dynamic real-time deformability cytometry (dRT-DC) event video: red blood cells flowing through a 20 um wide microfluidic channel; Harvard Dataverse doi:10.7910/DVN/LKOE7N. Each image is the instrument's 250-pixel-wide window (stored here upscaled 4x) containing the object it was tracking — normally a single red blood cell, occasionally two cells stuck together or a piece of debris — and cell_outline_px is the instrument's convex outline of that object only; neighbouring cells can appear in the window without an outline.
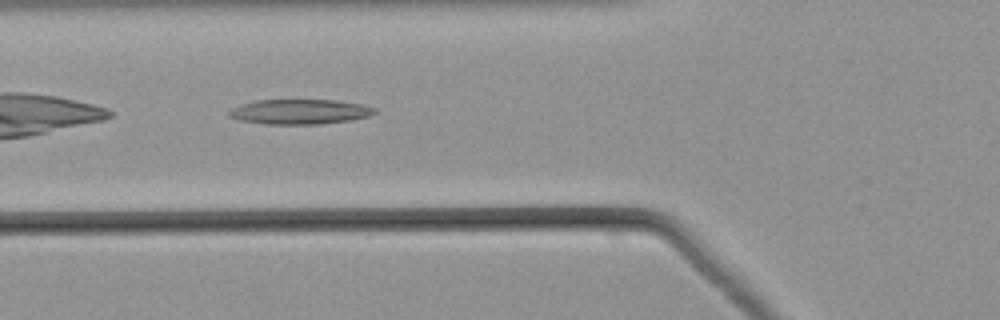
{"species": "common noctule bat (a hibernating species)", "species_latin": "Nyctalus noctula", "temperature_condition": "warm", "stored_images_in_passage": 36, "camera_frame_rate_fps": 3000, "um_per_image_px": 0.085, "animal": {"sex": "male", "body_mass_g": 21.5, "forearm_length_mm": 52.0}, "frame": {"image": 1, "passage_image": 4, "time_ms": 1.0, "image_size_px": [1000, 320], "cell_outline_px": [[380, 112], [368, 116], [352, 120], [320, 124], [268, 124], [240, 120], [228, 116], [228, 112], [232, 108], [240, 104], [252, 100], [336, 100], [364, 104], [376, 108]], "centroid_in_image_um": [25.52, 9.49], "position_along_channel_um": 100.3, "area_um2": 21.39}}
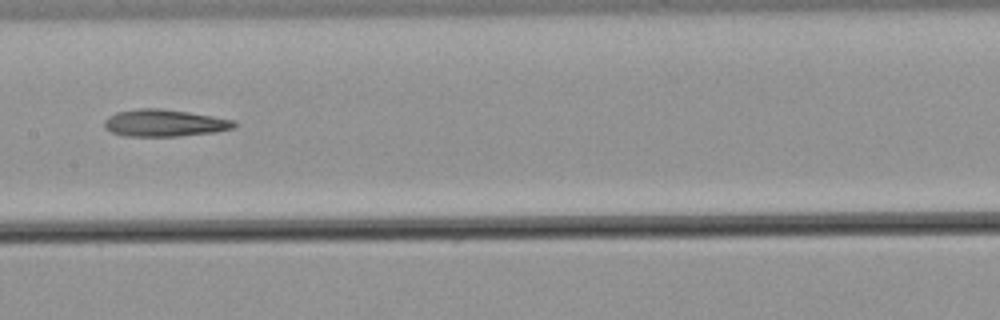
{"frame": {"image": 2, "passage_image": 11, "time_ms": 3.333, "image_size_px": [1000, 320], "cell_outline_px": [[236, 124], [232, 128], [216, 132], [180, 136], [124, 136], [112, 132], [104, 128], [104, 120], [108, 116], [116, 112], [136, 108], [160, 108], [188, 112], [236, 120]], "centroid_in_image_um": [13.95, 10.45], "position_along_channel_um": 193.5, "area_um2": 20.58}}
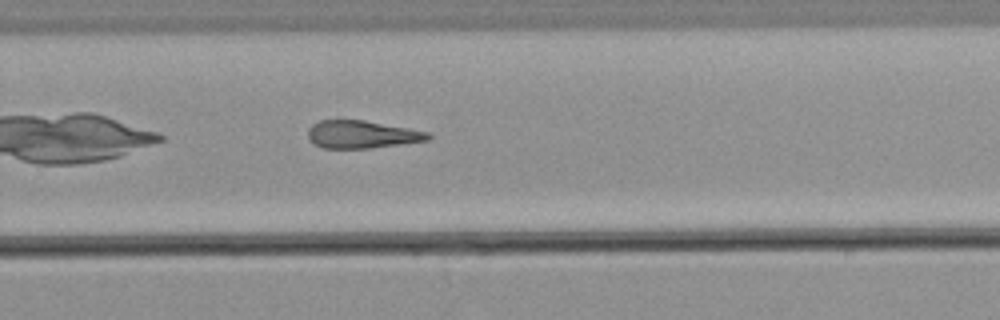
{"frame": {"image": 3, "passage_image": 19, "time_ms": 6.0, "image_size_px": [1000, 320], "cell_outline_px": [[432, 136], [428, 140], [400, 144], [368, 148], [324, 148], [316, 144], [308, 136], [308, 128], [312, 124], [320, 120], [364, 120], [408, 128], [428, 132]], "centroid_in_image_um": [30.76, 11.42], "position_along_channel_um": 299.0, "area_um2": 19.13}}